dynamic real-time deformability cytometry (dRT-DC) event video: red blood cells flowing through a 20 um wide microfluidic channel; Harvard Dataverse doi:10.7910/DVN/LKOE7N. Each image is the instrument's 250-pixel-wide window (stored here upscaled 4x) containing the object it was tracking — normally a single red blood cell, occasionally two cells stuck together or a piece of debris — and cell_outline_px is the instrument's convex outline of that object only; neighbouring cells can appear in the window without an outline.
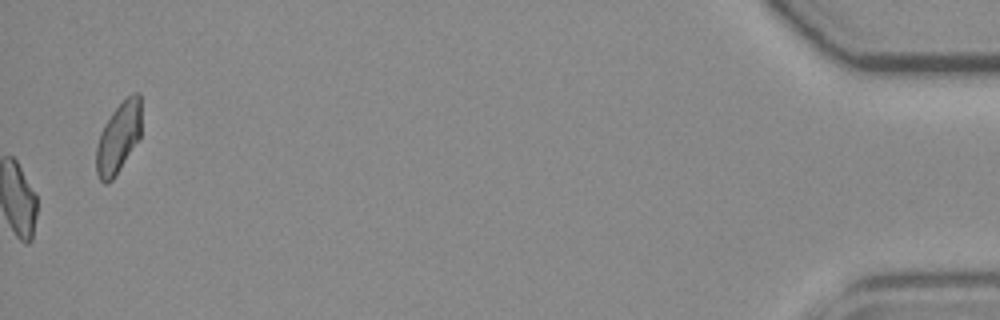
{"species": "common noctule bat (a hibernating species)", "species_latin": "Nyctalus noctula", "temperature_condition": "room temperature", "stored_images_in_passage": 55, "camera_frame_rate_fps": 3000, "um_per_image_px": 0.085, "animal": {"sex": "female", "body_mass_g": 19.3, "forearm_length_mm": 54.1}, "frame": {"image": 1, "passage_image": 55, "time_ms": 18.0, "image_size_px": [1000, 320], "cell_outline_px": [[140, 136], [120, 168], [112, 180], [104, 184], [100, 180], [96, 172], [96, 144], [100, 132], [104, 124], [112, 112], [132, 92], [140, 92]], "centroid_in_image_um": [10.04, 11.69], "position_along_channel_um": 425.2, "area_um2": 18.32}, "authors_computed_cell_mechanics": {"area_um2": 18.496, "velocity_mm_per_s": 3.7841, "shape_relaxation_time_tau1_ms": null, "shape_relaxation_time_tau2_ms": 4.3925, "deformation_change_tau1": null, "deformation_change_tau2": 0.1102}}